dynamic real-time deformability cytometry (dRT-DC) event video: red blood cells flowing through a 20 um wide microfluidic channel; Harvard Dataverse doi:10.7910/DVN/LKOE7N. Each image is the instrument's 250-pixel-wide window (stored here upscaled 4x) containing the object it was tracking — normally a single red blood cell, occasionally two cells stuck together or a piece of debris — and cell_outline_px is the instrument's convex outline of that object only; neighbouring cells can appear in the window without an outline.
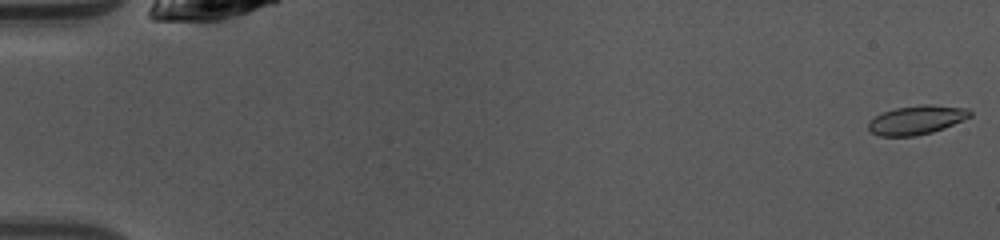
{"species": "common noctule bat (a hibernating species)", "species_latin": "Nyctalus noctula", "temperature_condition": "warm", "stored_images_in_passage": 49, "camera_frame_rate_fps": 3000, "um_per_image_px": 0.085, "animal": {"sex": "female", "body_mass_g": 10.0, "forearm_length_mm": 53.1}, "frame": {"image": 1, "passage_image": 1, "time_ms": 0.0, "image_size_px": [1000, 240], "cell_outline_px": [[972, 116], [944, 128], [932, 132], [916, 136], [880, 136], [872, 132], [868, 128], [868, 124], [876, 116], [884, 112], [896, 108], [924, 104], [928, 104], [968, 108], [972, 112]], "centroid_in_image_um": [77.95, 10.19], "position_along_channel_um": 7.0, "area_um2": 16.99}}
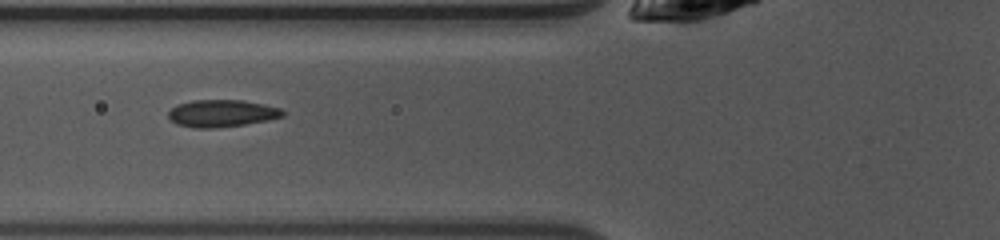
{"frame": {"image": 2, "passage_image": 19, "time_ms": 6.0, "image_size_px": [1000, 240], "cell_outline_px": [[284, 116], [268, 120], [244, 124], [216, 128], [192, 128], [176, 124], [168, 120], [168, 112], [176, 104], [192, 100], [244, 100], [264, 104], [280, 108], [284, 112]], "centroid_in_image_um": [18.8, 9.63], "position_along_channel_um": 107.0, "area_um2": 18.32}}
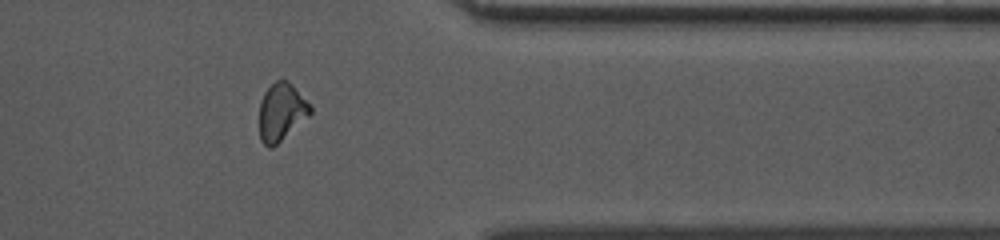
{"frame": {"image": 3, "passage_image": 40, "time_ms": 13.0, "image_size_px": [1000, 240], "cell_outline_px": [[312, 112], [308, 116], [272, 148], [268, 148], [260, 140], [260, 104], [264, 92], [276, 80], [288, 80], [312, 108]], "centroid_in_image_um": [23.89, 9.52], "position_along_channel_um": 387.5, "area_um2": 16.7}, "authors_computed_cell_mechanics": {"area_um2": 17.34, "velocity_mm_per_s": 4.1351, "shape_relaxation_time_tau1_ms": 4.614, "shape_relaxation_time_tau2_ms": 1.7137, "deformation_change_tau1": 0.145, "deformation_change_tau2": 0.0734}}